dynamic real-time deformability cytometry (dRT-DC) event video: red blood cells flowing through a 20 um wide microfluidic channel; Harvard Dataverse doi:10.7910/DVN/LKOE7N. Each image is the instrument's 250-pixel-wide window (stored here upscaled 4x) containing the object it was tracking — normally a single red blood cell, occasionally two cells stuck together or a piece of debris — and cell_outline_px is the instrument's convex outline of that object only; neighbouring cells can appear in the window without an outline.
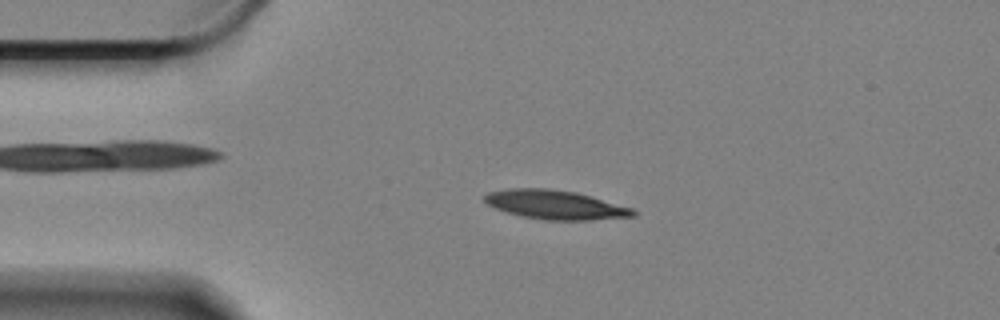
{"species": "Egyptian fruit bat (a non-hibernating species)", "species_latin": "Rousettus aegyptiacus", "temperature_condition": "cold", "stored_images_in_passage": 50, "camera_frame_rate_fps": 3000, "um_per_image_px": 0.085, "animal": {"sex": "female"}, "frame": {"image": 1, "passage_image": 3, "time_ms": 0.667, "image_size_px": [1000, 320], "cell_outline_px": [[636, 216], [588, 220], [544, 220], [520, 216], [496, 208], [488, 204], [484, 200], [484, 196], [488, 192], [508, 188], [548, 188], [576, 192], [632, 208], [636, 212]], "centroid_in_image_um": [47.18, 17.4], "position_along_channel_um": 37.8, "area_um2": 25.03}}
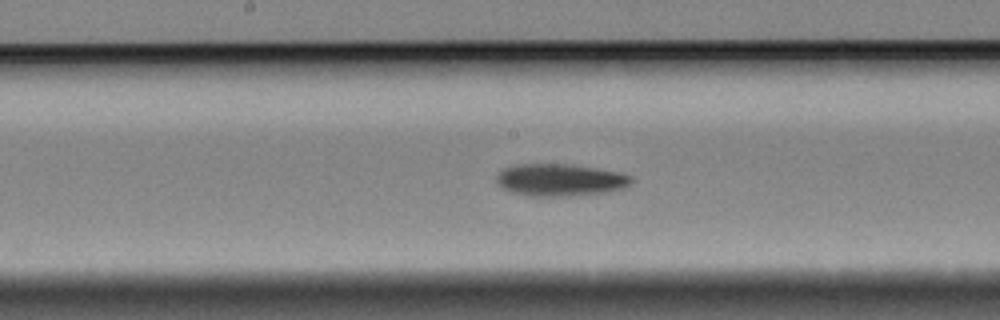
{"frame": {"image": 2, "passage_image": 20, "time_ms": 6.333, "image_size_px": [1000, 320], "cell_outline_px": [[632, 180], [624, 188], [608, 192], [572, 196], [528, 196], [512, 192], [500, 188], [496, 184], [496, 172], [504, 168], [516, 164], [568, 164], [616, 172], [632, 176]], "centroid_in_image_um": [47.52, 15.31], "position_along_channel_um": 200.7, "area_um2": 25.43}}
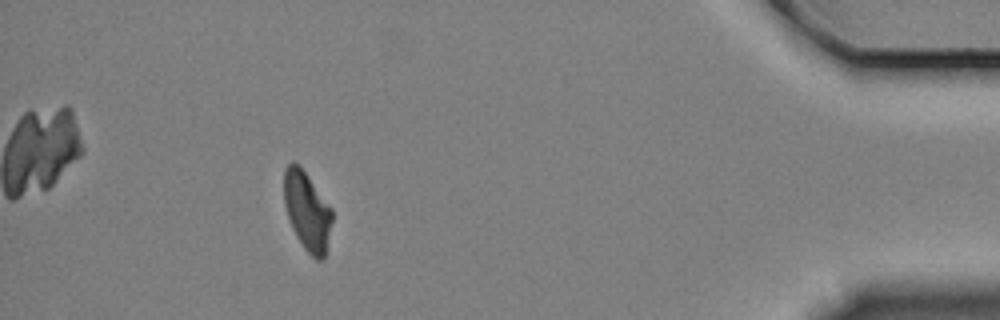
{"frame": {"image": 3, "passage_image": 44, "time_ms": 14.333, "image_size_px": [1000, 320], "cell_outline_px": [[332, 220], [324, 256], [320, 260], [316, 260], [304, 248], [292, 228], [284, 204], [284, 168], [292, 160], [308, 176], [332, 208]], "centroid_in_image_um": [26.09, 17.92], "position_along_channel_um": 409.1, "area_um2": 21.68}, "authors_computed_cell_mechanics": {"area_um2": 24.276, "velocity_mm_per_s": 3.3165, "shape_relaxation_time_tau1_ms": 4.8461, "shape_relaxation_time_tau2_ms": 8.3109, "deformation_change_tau1": 0.1269, "deformation_change_tau2": 0.155}}